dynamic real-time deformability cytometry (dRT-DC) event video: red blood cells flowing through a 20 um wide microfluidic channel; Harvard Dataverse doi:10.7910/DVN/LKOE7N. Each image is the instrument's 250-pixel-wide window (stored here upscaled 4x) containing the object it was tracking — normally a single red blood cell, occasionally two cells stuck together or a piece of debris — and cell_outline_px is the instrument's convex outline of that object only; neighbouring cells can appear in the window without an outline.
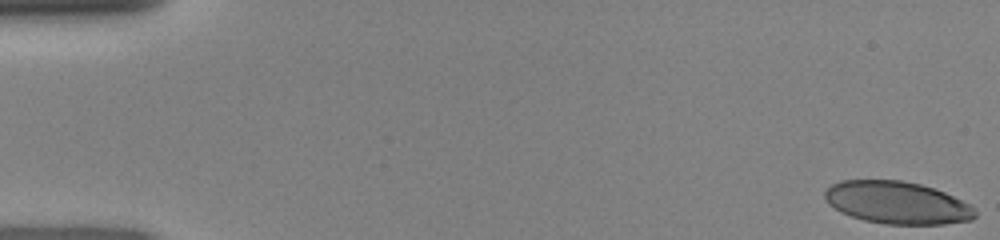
{"species": "human", "species_latin": "Homo sapiens", "temperature_condition": "room temperature", "stored_images_in_passage": 48, "camera_frame_rate_fps": 3000, "um_per_image_px": 0.085, "donor": {"sex": "female"}, "frame": {"image": 1, "passage_image": 1, "time_ms": 0.0, "image_size_px": [1000, 240], "cell_outline_px": [[976, 216], [972, 220], [944, 224], [888, 224], [864, 220], [840, 212], [828, 204], [824, 196], [824, 192], [832, 184], [840, 180], [900, 180], [920, 184], [944, 192], [972, 204], [976, 212]], "centroid_in_image_um": [76.27, 17.23], "position_along_channel_um": 8.7, "area_um2": 37.22}}
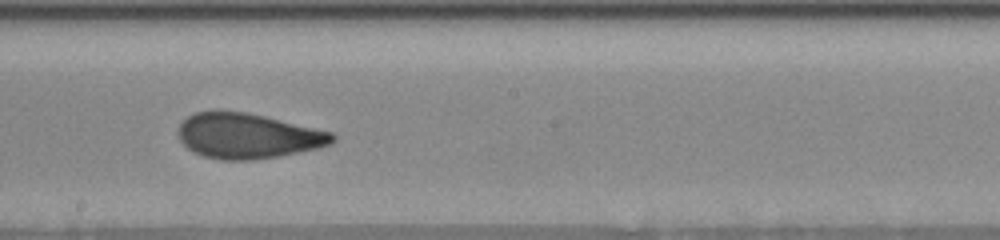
{"frame": {"image": 2, "passage_image": 27, "time_ms": 8.667, "image_size_px": [1000, 240], "cell_outline_px": [[336, 140], [332, 144], [316, 148], [276, 156], [252, 160], [220, 160], [204, 156], [188, 148], [180, 140], [180, 124], [188, 116], [196, 112], [216, 108], [220, 108], [244, 112], [264, 116], [332, 132], [336, 136]], "centroid_in_image_um": [21.04, 11.52], "position_along_channel_um": 227.2, "area_um2": 40.58}}
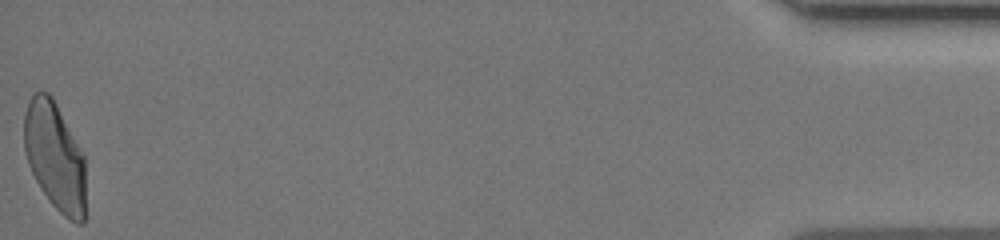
{"frame": {"image": 3, "passage_image": 48, "time_ms": 15.667, "image_size_px": [1000, 240], "cell_outline_px": [[84, 224], [76, 224], [68, 220], [52, 204], [36, 180], [28, 164], [24, 148], [24, 112], [28, 100], [36, 92], [48, 92], [52, 96], [84, 156]], "centroid_in_image_um": [4.64, 13.29], "position_along_channel_um": 430.6, "area_um2": 38.49}}